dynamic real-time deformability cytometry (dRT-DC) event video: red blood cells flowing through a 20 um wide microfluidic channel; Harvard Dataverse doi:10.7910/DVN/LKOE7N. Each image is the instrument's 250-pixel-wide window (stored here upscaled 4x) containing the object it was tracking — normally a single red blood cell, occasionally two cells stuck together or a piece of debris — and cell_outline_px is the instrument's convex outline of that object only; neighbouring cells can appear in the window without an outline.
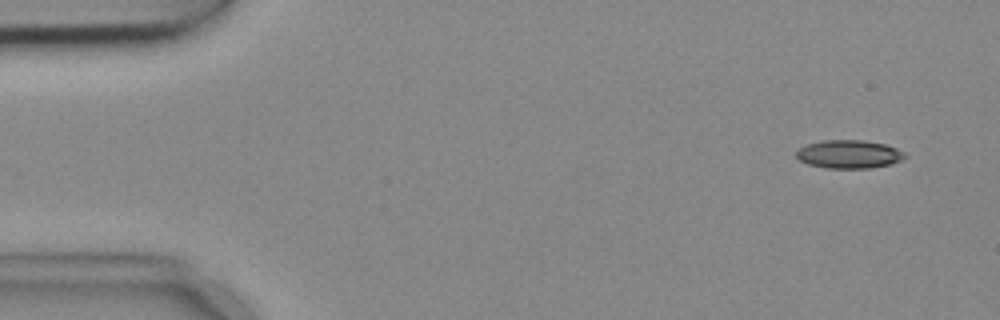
{"species": "common noctule bat (a hibernating species)", "species_latin": "Nyctalus noctula", "temperature_condition": "cold", "stored_images_in_passage": 5, "camera_frame_rate_fps": 3000, "um_per_image_px": 0.085, "animal": {"sex": "female", "body_mass_g": 18.4}, "frame": {"image": 1, "passage_image": 1, "time_ms": 0.0, "image_size_px": [1000, 320], "cell_outline_px": [[908, 156], [892, 164], [872, 168], [824, 168], [808, 164], [800, 160], [796, 156], [796, 152], [800, 148], [808, 144], [824, 140], [864, 140], [884, 144], [896, 148], [904, 152]], "centroid_in_image_um": [72.18, 13.11], "position_along_channel_um": 12.8, "area_um2": 17.92}}
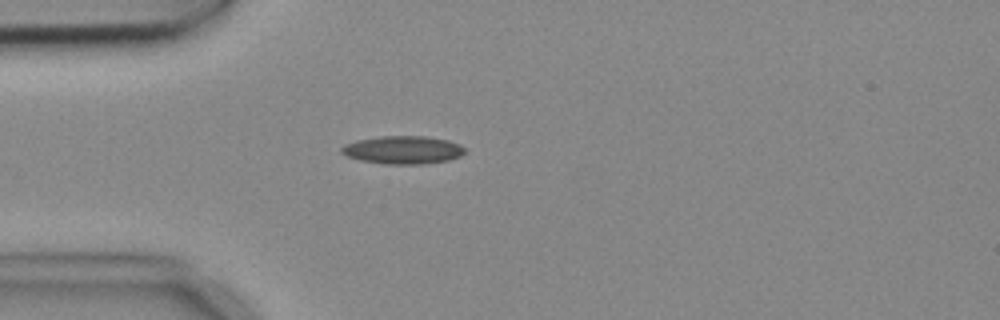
{"frame": {"image": 2, "passage_image": 4, "time_ms": 1.0, "image_size_px": [1000, 320], "cell_outline_px": [[464, 152], [460, 156], [448, 160], [424, 164], [384, 164], [360, 160], [348, 156], [340, 152], [340, 148], [344, 144], [356, 140], [380, 136], [424, 136], [448, 140], [460, 144], [464, 148]], "centroid_in_image_um": [34.22, 12.74], "position_along_channel_um": 50.8, "area_um2": 20.17}}